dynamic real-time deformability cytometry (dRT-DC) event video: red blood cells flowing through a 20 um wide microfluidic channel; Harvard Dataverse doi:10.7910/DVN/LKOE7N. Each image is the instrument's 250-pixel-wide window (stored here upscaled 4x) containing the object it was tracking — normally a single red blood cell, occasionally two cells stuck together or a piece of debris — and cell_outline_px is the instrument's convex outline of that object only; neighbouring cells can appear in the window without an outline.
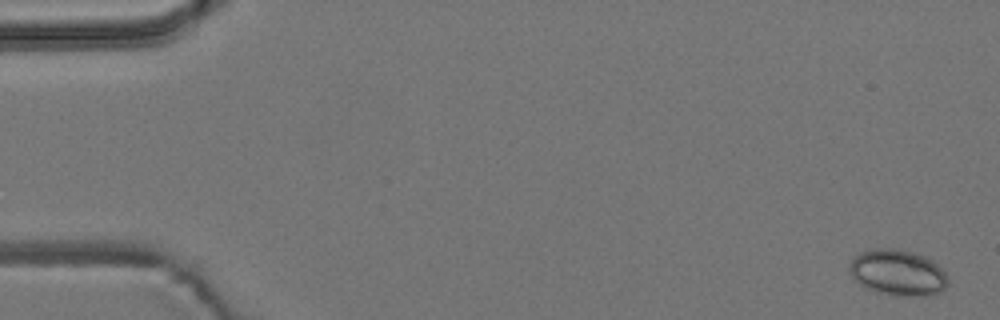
{"species": "common noctule bat (a hibernating species)", "species_latin": "Nyctalus noctula", "temperature_condition": "room temperature", "stored_images_in_passage": 6, "camera_frame_rate_fps": 3000, "um_per_image_px": 0.085, "animal": {"sex": "male", "body_mass_g": 19.2, "forearm_length_mm": 51.8}, "frame": {"image": 1, "passage_image": 1, "time_ms": 0.0, "image_size_px": [1000, 320], "cell_outline_px": [[948, 284], [940, 292], [932, 296], [876, 292], [864, 288], [852, 276], [848, 268], [848, 264], [852, 256], [860, 252], [876, 248], [892, 248], [912, 252], [924, 256], [932, 260], [948, 276]], "centroid_in_image_um": [76.28, 23.15], "position_along_channel_um": 8.7, "area_um2": 26.24}}